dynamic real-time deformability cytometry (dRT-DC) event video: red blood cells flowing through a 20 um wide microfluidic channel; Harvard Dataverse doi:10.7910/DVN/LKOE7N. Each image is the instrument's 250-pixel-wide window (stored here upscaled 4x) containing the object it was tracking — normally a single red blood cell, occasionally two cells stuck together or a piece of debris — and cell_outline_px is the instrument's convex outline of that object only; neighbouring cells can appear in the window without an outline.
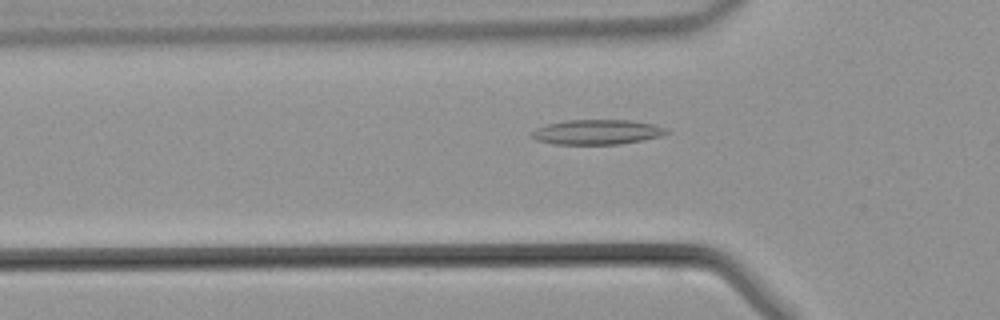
{"species": "common noctule bat (a hibernating species)", "species_latin": "Nyctalus noctula", "temperature_condition": "warm", "stored_images_in_passage": 40, "camera_frame_rate_fps": 3000, "um_per_image_px": 0.085, "animal": {"sex": "male", "body_mass_g": 21.5, "forearm_length_mm": 52.0}, "frame": {"image": 1, "passage_image": 10, "time_ms": 3.0, "image_size_px": [1000, 320], "cell_outline_px": [[672, 132], [660, 136], [620, 144], [556, 144], [536, 140], [532, 136], [532, 132], [536, 128], [544, 124], [564, 120], [632, 120], [656, 124], [668, 128]], "centroid_in_image_um": [50.78, 11.21], "position_along_channel_um": 75.0, "area_um2": 19.71}}
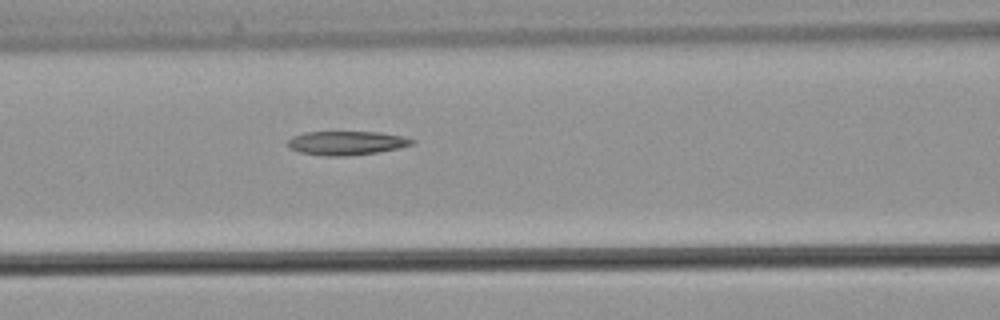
{"frame": {"image": 2, "passage_image": 14, "time_ms": 4.333, "image_size_px": [1000, 320], "cell_outline_px": [[416, 144], [400, 148], [376, 152], [344, 156], [324, 156], [300, 152], [288, 148], [288, 140], [292, 136], [304, 132], [380, 132], [404, 136], [416, 140]], "centroid_in_image_um": [29.48, 12.15], "position_along_channel_um": 137.1, "area_um2": 17.46}}
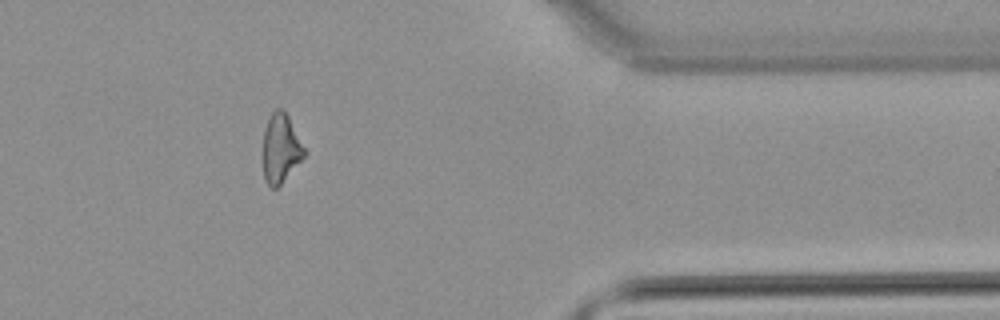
{"frame": {"image": 3, "passage_image": 32, "time_ms": 10.333, "image_size_px": [1000, 320], "cell_outline_px": [[304, 156], [280, 184], [276, 188], [272, 188], [264, 180], [260, 156], [264, 128], [272, 112], [276, 108], [280, 108], [288, 116], [304, 148]], "centroid_in_image_um": [23.77, 12.63], "position_along_channel_um": 387.6, "area_um2": 16.7}}